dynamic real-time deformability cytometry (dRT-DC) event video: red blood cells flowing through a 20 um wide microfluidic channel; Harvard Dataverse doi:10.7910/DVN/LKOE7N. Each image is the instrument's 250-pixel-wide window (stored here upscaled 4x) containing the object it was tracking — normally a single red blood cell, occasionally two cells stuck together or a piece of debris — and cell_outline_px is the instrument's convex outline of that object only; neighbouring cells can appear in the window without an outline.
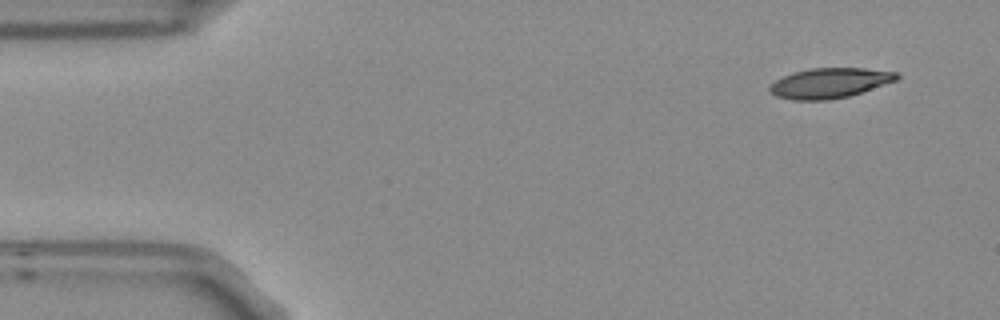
{"species": "Egyptian fruit bat (a non-hibernating species)", "species_latin": "Rousettus aegyptiacus", "temperature_condition": "room temperature", "stored_images_in_passage": 5, "camera_frame_rate_fps": 3000, "um_per_image_px": 0.085, "frame": {"image": 1, "passage_image": 1, "time_ms": 0.0, "image_size_px": [1000, 320], "cell_outline_px": [[900, 76], [896, 80], [848, 96], [828, 100], [792, 100], [776, 96], [768, 92], [768, 88], [776, 80], [792, 72], [808, 68], [864, 68], [900, 72]], "centroid_in_image_um": [70.49, 7.05], "position_along_channel_um": 14.5, "area_um2": 22.25}}
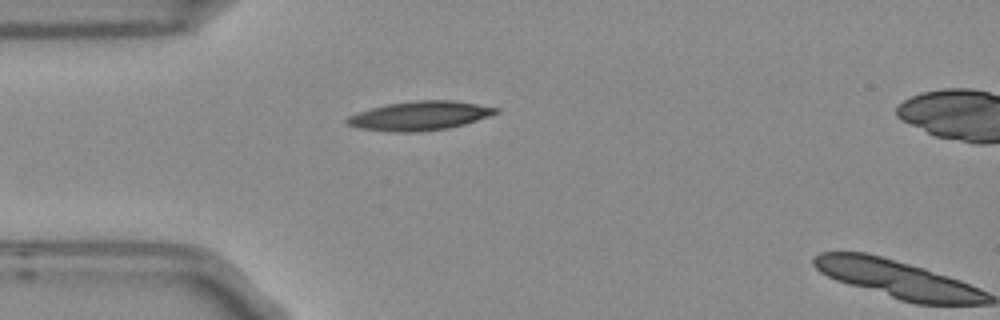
{"frame": {"image": 2, "passage_image": 4, "time_ms": 1.0, "image_size_px": [1000, 320], "cell_outline_px": [[500, 112], [464, 124], [448, 128], [416, 132], [392, 132], [360, 128], [348, 124], [344, 120], [348, 116], [356, 112], [388, 104], [412, 100], [456, 100], [500, 108]], "centroid_in_image_um": [35.68, 9.83], "position_along_channel_um": 49.3, "area_um2": 25.2}}